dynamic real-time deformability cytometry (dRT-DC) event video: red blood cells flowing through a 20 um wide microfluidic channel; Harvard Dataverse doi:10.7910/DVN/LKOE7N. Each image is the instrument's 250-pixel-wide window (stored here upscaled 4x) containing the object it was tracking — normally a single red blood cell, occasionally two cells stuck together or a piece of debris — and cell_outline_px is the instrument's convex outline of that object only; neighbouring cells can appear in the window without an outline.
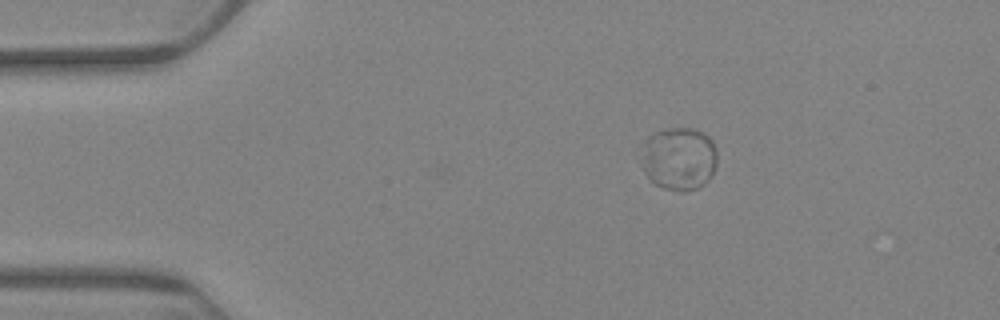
{"species": "Egyptian fruit bat (a non-hibernating species)", "species_latin": "Rousettus aegyptiacus", "temperature_condition": "warm", "stored_images_in_passage": 6, "camera_frame_rate_fps": 3000, "um_per_image_px": 0.085, "animal": {"sex": "female"}, "frame": {"image": 1, "passage_image": 1, "time_ms": 0.0, "image_size_px": [1000, 320], "cell_outline_px": [[716, 164], [712, 176], [704, 184], [696, 188], [680, 192], [664, 188], [656, 184], [644, 172], [644, 140], [656, 132], [668, 128], [692, 128], [708, 136], [712, 140], [716, 152]], "centroid_in_image_um": [57.75, 13.48], "position_along_channel_um": 27.2, "area_um2": 27.46}}
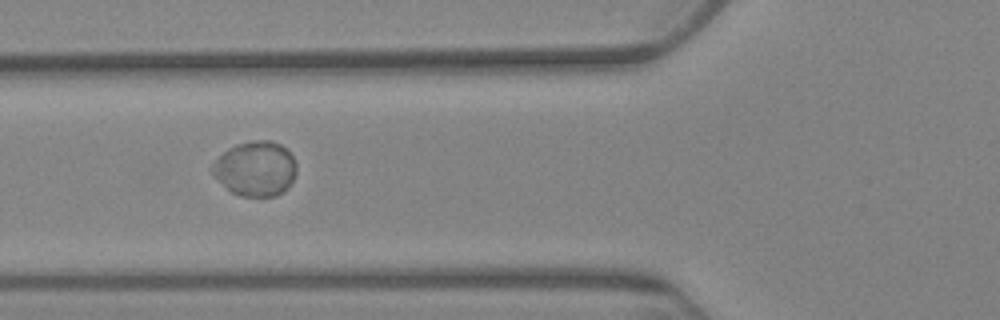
{"frame": {"image": 2, "passage_image": 4, "time_ms": 4.333, "image_size_px": [1000, 320], "cell_outline_px": [[296, 172], [288, 188], [284, 192], [276, 196], [240, 196], [232, 192], [212, 172], [212, 164], [228, 148], [236, 144], [252, 140], [268, 140], [280, 144], [292, 156], [296, 164]], "centroid_in_image_um": [21.74, 14.33], "position_along_channel_um": 104.1, "area_um2": 26.59}}
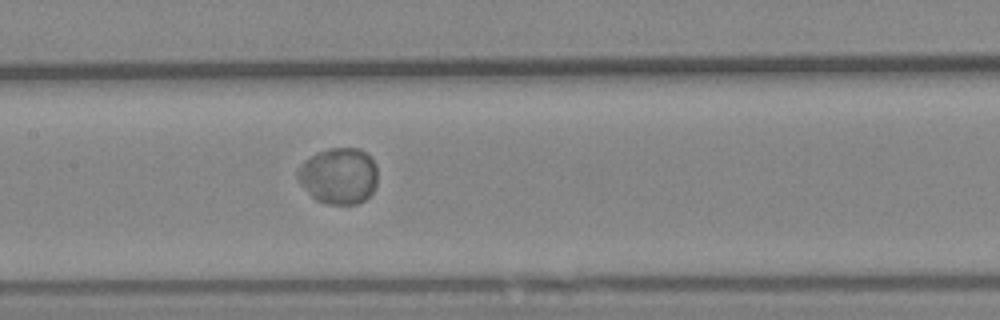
{"frame": {"image": 3, "passage_image": 6, "time_ms": 6.667, "image_size_px": [1000, 320], "cell_outline_px": [[376, 184], [372, 192], [364, 200], [356, 204], [328, 204], [316, 200], [300, 184], [296, 176], [296, 172], [304, 160], [316, 152], [332, 148], [360, 148], [376, 164]], "centroid_in_image_um": [28.76, 14.94], "position_along_channel_um": 178.6, "area_um2": 26.18}}